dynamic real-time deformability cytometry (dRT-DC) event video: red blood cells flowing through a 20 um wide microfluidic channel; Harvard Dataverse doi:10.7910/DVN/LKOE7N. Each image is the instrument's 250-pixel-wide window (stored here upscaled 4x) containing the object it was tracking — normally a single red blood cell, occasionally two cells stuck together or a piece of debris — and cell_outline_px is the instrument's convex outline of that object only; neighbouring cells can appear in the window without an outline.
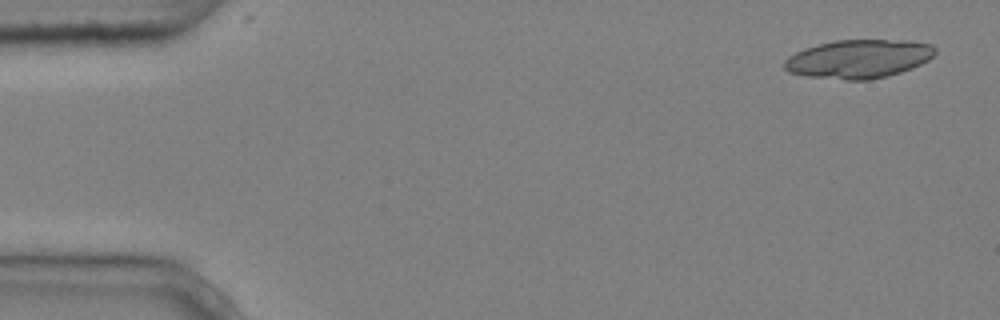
{"species": "common noctule bat (a hibernating species)", "species_latin": "Nyctalus noctula", "temperature_condition": "cold", "stored_images_in_passage": 8, "segment_of_instrument_passage": [1, 2], "camera_frame_rate_fps": 3000, "um_per_image_px": 0.085, "animal": {"sex": "male", "body_mass_g": 20.4}, "frame": {"image": 1, "passage_image": 1, "time_ms": 0.0, "image_size_px": [1000, 320], "cell_outline_px": [[936, 52], [928, 60], [912, 68], [888, 76], [868, 80], [848, 80], [804, 76], [788, 72], [784, 68], [784, 60], [788, 56], [804, 48], [816, 44], [836, 40], [912, 40], [932, 44], [936, 48]], "centroid_in_image_um": [72.98, 5.0], "position_along_channel_um": 12.0, "area_um2": 34.22}}